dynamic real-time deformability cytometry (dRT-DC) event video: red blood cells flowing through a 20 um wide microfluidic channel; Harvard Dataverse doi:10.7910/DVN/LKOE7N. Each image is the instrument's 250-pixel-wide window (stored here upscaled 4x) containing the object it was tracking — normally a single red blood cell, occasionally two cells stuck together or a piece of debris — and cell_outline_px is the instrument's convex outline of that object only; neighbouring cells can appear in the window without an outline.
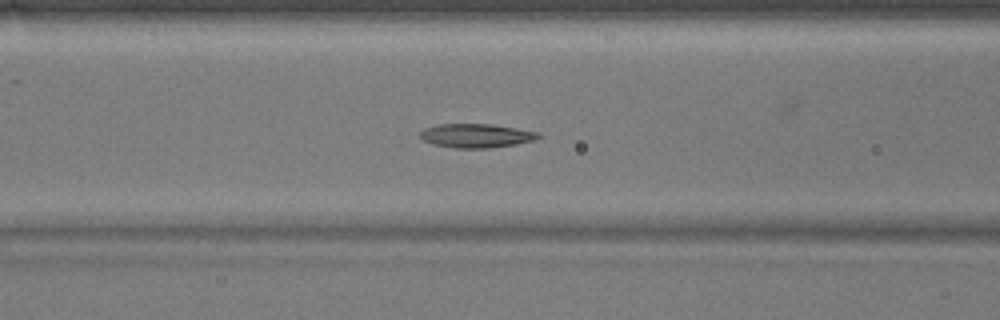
{"species": "common noctule bat (a hibernating species)", "species_latin": "Nyctalus noctula", "temperature_condition": "warm", "stored_images_in_passage": 52, "camera_frame_rate_fps": 3000, "um_per_image_px": 0.085, "animal": {"sex": "male", "body_mass_g": 17.9}, "frame": {"image": 1, "passage_image": 20, "time_ms": 6.333, "image_size_px": [1000, 320], "cell_outline_px": [[540, 136], [536, 140], [516, 144], [488, 148], [452, 148], [432, 144], [424, 140], [420, 136], [420, 132], [424, 128], [440, 124], [492, 124], [516, 128], [536, 132]], "centroid_in_image_um": [40.45, 11.54], "position_along_channel_um": 126.1, "area_um2": 16.42}}
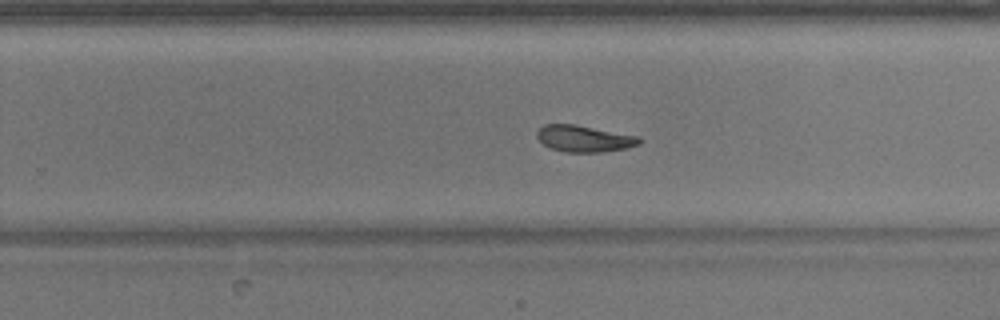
{"frame": {"image": 2, "passage_image": 32, "time_ms": 10.333, "image_size_px": [1000, 320], "cell_outline_px": [[640, 144], [624, 148], [600, 152], [564, 152], [552, 148], [544, 144], [536, 136], [536, 132], [544, 124], [576, 124], [640, 136]], "centroid_in_image_um": [49.65, 11.77], "position_along_channel_um": 280.2, "area_um2": 15.78}}
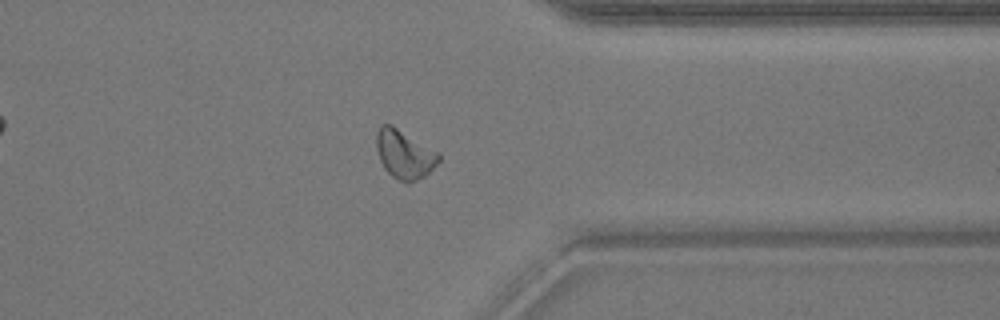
{"frame": {"image": 3, "passage_image": 40, "time_ms": 13.0, "image_size_px": [1000, 320], "cell_outline_px": [[440, 160], [424, 176], [408, 184], [392, 176], [384, 168], [380, 160], [376, 148], [376, 132], [380, 124], [392, 124], [440, 152]], "centroid_in_image_um": [34.37, 13.08], "position_along_channel_um": 377.0, "area_um2": 17.86}, "authors_computed_cell_mechanics": {"area_um2": 17.1955, "velocity_mm_per_s": 3.8639, "shape_relaxation_time_tau1_ms": 5.9877, "shape_relaxation_time_tau2_ms": 3.4601, "deformation_change_tau1": 0.1595, "deformation_change_tau2": 0.1009}}